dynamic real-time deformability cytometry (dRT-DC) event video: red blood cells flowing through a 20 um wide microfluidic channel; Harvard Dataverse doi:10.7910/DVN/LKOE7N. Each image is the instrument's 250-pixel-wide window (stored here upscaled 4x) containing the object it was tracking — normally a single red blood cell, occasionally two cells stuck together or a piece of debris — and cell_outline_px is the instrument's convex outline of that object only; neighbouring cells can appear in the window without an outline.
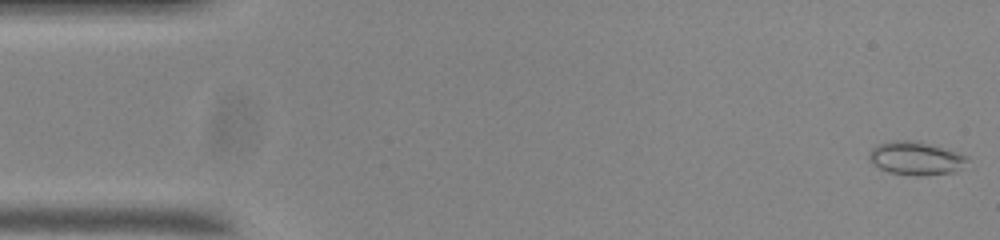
{"species": "common noctule bat (a hibernating species)", "species_latin": "Nyctalus noctula", "temperature_condition": "room temperature", "stored_images_in_passage": 16, "camera_frame_rate_fps": 3000, "um_per_image_px": 0.085, "animal": {"sex": "male", "body_mass_g": 20.0, "forearm_length_mm": 53.3}, "frame": {"image": 1, "passage_image": 1, "time_ms": 0.0, "image_size_px": [1000, 240], "cell_outline_px": [[968, 160], [956, 172], [916, 176], [888, 172], [872, 164], [868, 160], [868, 152], [876, 144], [892, 140], [916, 140], [956, 152], [968, 156]], "centroid_in_image_um": [77.78, 13.45], "position_along_channel_um": 7.2, "area_um2": 19.19}}